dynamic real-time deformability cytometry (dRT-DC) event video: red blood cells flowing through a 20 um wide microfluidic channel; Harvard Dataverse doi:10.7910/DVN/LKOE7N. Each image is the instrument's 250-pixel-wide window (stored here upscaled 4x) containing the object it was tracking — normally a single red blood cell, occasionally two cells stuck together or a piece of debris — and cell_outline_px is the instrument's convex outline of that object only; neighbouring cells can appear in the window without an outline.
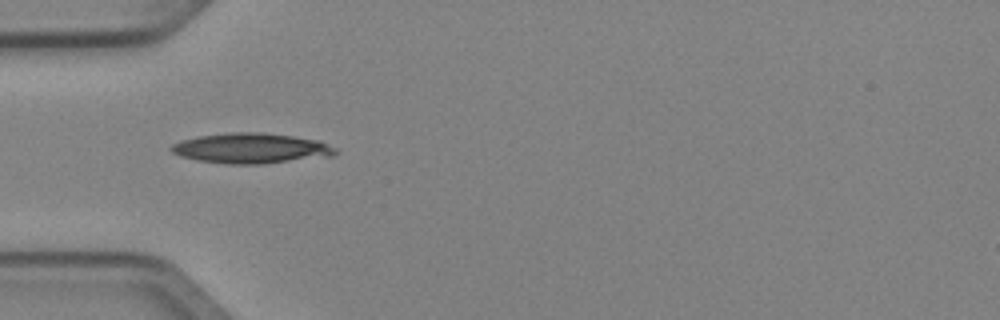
{"species": "Egyptian fruit bat (a non-hibernating species)", "species_latin": "Rousettus aegyptiacus", "temperature_condition": "cold", "stored_images_in_passage": 37, "camera_frame_rate_fps": 3000, "um_per_image_px": 0.085, "animal": {"sex": "female"}, "frame": {"image": 1, "passage_image": 3, "time_ms": 0.667, "image_size_px": [1000, 320], "cell_outline_px": [[336, 152], [332, 156], [264, 164], [228, 164], [196, 160], [180, 156], [172, 152], [168, 148], [172, 144], [180, 140], [200, 136], [232, 132], [260, 132], [292, 136], [320, 140], [336, 148]], "centroid_in_image_um": [21.33, 12.61], "position_along_channel_um": 63.7, "area_um2": 29.07}}
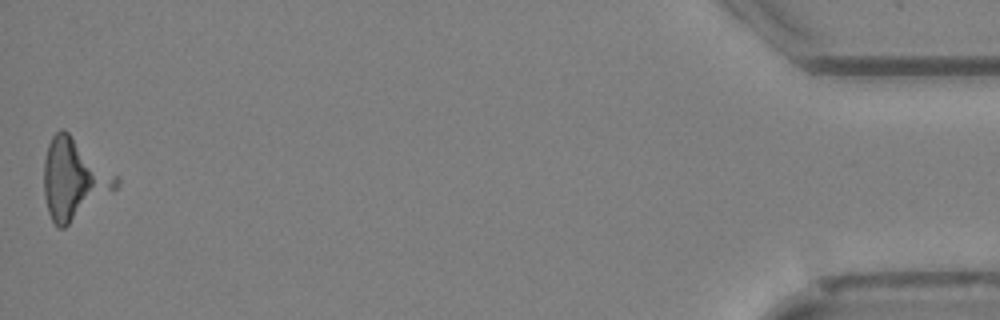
{"frame": {"image": 2, "passage_image": 37, "time_ms": 12.0, "image_size_px": [1000, 320], "cell_outline_px": [[120, 184], [116, 188], [64, 228], [60, 228], [52, 220], [48, 212], [44, 196], [44, 160], [48, 144], [52, 136], [60, 128], [64, 128], [116, 176], [120, 180]], "centroid_in_image_um": [6.24, 15.21], "position_along_channel_um": 429.0, "area_um2": 33.18}}